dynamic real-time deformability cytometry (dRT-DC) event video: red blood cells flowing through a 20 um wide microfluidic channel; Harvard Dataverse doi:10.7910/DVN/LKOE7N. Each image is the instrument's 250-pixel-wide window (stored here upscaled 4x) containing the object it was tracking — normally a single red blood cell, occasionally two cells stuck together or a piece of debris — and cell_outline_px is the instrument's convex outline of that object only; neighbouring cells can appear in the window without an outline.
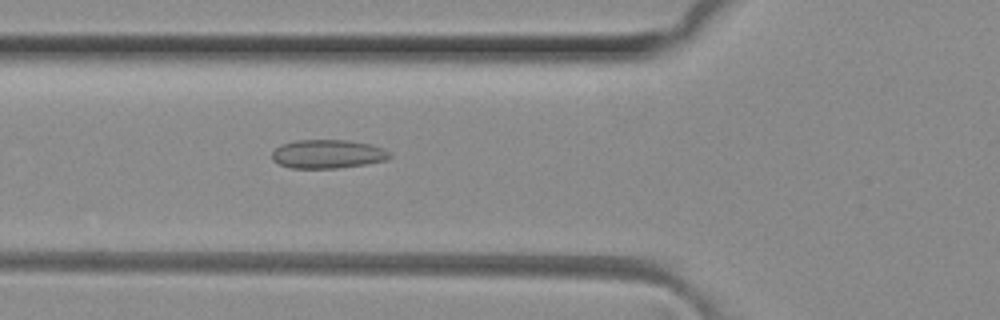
{"species": "common noctule bat (a hibernating species)", "species_latin": "Nyctalus noctula", "temperature_condition": "room temperature", "stored_images_in_passage": 50, "camera_frame_rate_fps": 3000, "um_per_image_px": 0.085, "animal": {"sex": "female", "body_mass_g": 29.2, "forearm_length_mm": 56.3}, "frame": {"image": 1, "passage_image": 18, "time_ms": 5.667, "image_size_px": [1000, 320], "cell_outline_px": [[392, 156], [388, 160], [364, 164], [336, 168], [292, 168], [280, 164], [272, 160], [272, 152], [280, 144], [296, 140], [348, 140], [368, 144], [384, 148], [392, 152]], "centroid_in_image_um": [27.87, 13.08], "position_along_channel_um": 97.9, "area_um2": 19.77}}
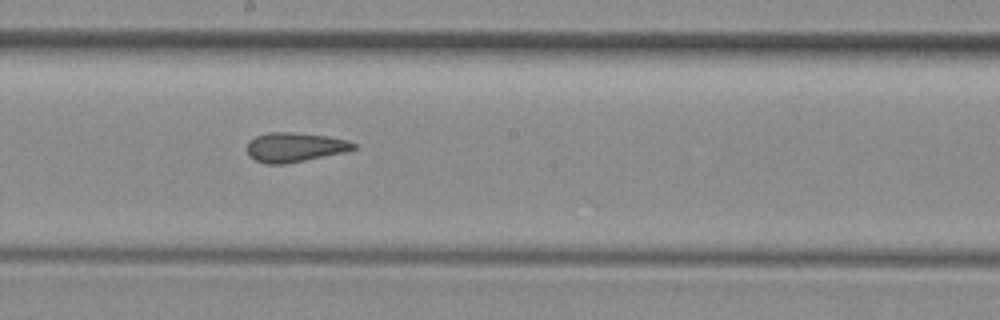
{"frame": {"image": 2, "passage_image": 27, "time_ms": 8.667, "image_size_px": [1000, 320], "cell_outline_px": [[356, 148], [344, 152], [284, 164], [264, 164], [256, 160], [248, 152], [248, 140], [256, 136], [268, 132], [288, 132], [328, 136], [348, 140], [356, 144]], "centroid_in_image_um": [25.05, 12.5], "position_along_channel_um": 223.1, "area_um2": 18.03}}
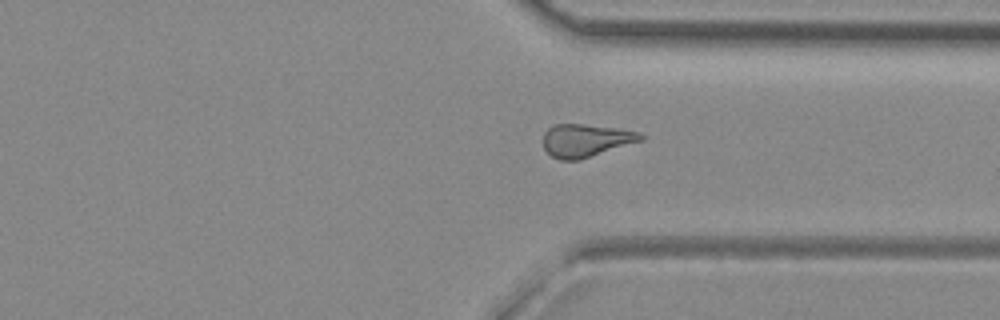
{"frame": {"image": 3, "passage_image": 37, "time_ms": 12.0, "image_size_px": [1000, 320], "cell_outline_px": [[644, 140], [580, 160], [560, 160], [552, 156], [544, 148], [544, 132], [548, 128], [556, 124], [584, 124], [616, 128], [640, 132], [644, 136]], "centroid_in_image_um": [49.81, 11.94], "position_along_channel_um": 361.6, "area_um2": 18.73}, "authors_computed_cell_mechanics": {"area_um2": 18.7561, "velocity_mm_per_s": 4.1579, "shape_relaxation_time_tau1_ms": null, "shape_relaxation_time_tau2_ms": 2.8868, "deformation_change_tau1": null, "deformation_change_tau2": 0.1034}}